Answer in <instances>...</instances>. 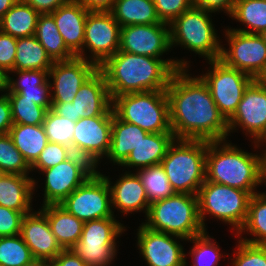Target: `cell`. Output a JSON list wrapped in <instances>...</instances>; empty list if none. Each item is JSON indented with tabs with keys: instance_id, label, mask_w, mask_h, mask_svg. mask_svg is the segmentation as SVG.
Listing matches in <instances>:
<instances>
[{
	"instance_id": "cell-1",
	"label": "cell",
	"mask_w": 266,
	"mask_h": 266,
	"mask_svg": "<svg viewBox=\"0 0 266 266\" xmlns=\"http://www.w3.org/2000/svg\"><path fill=\"white\" fill-rule=\"evenodd\" d=\"M188 72L187 68L176 70L166 88L175 139H228L227 120L219 112L208 86L200 76L192 77Z\"/></svg>"
},
{
	"instance_id": "cell-2",
	"label": "cell",
	"mask_w": 266,
	"mask_h": 266,
	"mask_svg": "<svg viewBox=\"0 0 266 266\" xmlns=\"http://www.w3.org/2000/svg\"><path fill=\"white\" fill-rule=\"evenodd\" d=\"M189 63L185 59H159L117 51L99 69L113 100L128 93L166 90L175 71L189 68Z\"/></svg>"
},
{
	"instance_id": "cell-3",
	"label": "cell",
	"mask_w": 266,
	"mask_h": 266,
	"mask_svg": "<svg viewBox=\"0 0 266 266\" xmlns=\"http://www.w3.org/2000/svg\"><path fill=\"white\" fill-rule=\"evenodd\" d=\"M228 141H207L206 181L241 189L251 195L258 193L266 152L249 153Z\"/></svg>"
},
{
	"instance_id": "cell-4",
	"label": "cell",
	"mask_w": 266,
	"mask_h": 266,
	"mask_svg": "<svg viewBox=\"0 0 266 266\" xmlns=\"http://www.w3.org/2000/svg\"><path fill=\"white\" fill-rule=\"evenodd\" d=\"M207 141L174 139L161 161L175 193L197 195L206 180Z\"/></svg>"
},
{
	"instance_id": "cell-5",
	"label": "cell",
	"mask_w": 266,
	"mask_h": 266,
	"mask_svg": "<svg viewBox=\"0 0 266 266\" xmlns=\"http://www.w3.org/2000/svg\"><path fill=\"white\" fill-rule=\"evenodd\" d=\"M146 219L142 224L148 229L185 240L205 231L199 219L198 198L193 194L175 193L150 204Z\"/></svg>"
},
{
	"instance_id": "cell-6",
	"label": "cell",
	"mask_w": 266,
	"mask_h": 266,
	"mask_svg": "<svg viewBox=\"0 0 266 266\" xmlns=\"http://www.w3.org/2000/svg\"><path fill=\"white\" fill-rule=\"evenodd\" d=\"M114 114L148 133L172 132L166 90L128 93L112 100Z\"/></svg>"
},
{
	"instance_id": "cell-7",
	"label": "cell",
	"mask_w": 266,
	"mask_h": 266,
	"mask_svg": "<svg viewBox=\"0 0 266 266\" xmlns=\"http://www.w3.org/2000/svg\"><path fill=\"white\" fill-rule=\"evenodd\" d=\"M211 13L197 7L183 12L170 24V45L194 52L205 60L220 59L221 41L211 19Z\"/></svg>"
},
{
	"instance_id": "cell-8",
	"label": "cell",
	"mask_w": 266,
	"mask_h": 266,
	"mask_svg": "<svg viewBox=\"0 0 266 266\" xmlns=\"http://www.w3.org/2000/svg\"><path fill=\"white\" fill-rule=\"evenodd\" d=\"M251 196L247 191L205 180L197 193L198 214L204 230H207L205 219L209 214L232 226L237 234L246 221Z\"/></svg>"
},
{
	"instance_id": "cell-9",
	"label": "cell",
	"mask_w": 266,
	"mask_h": 266,
	"mask_svg": "<svg viewBox=\"0 0 266 266\" xmlns=\"http://www.w3.org/2000/svg\"><path fill=\"white\" fill-rule=\"evenodd\" d=\"M211 69L199 75L208 86L219 112L228 120L236 111L247 87L255 80L227 66L220 59L208 61Z\"/></svg>"
},
{
	"instance_id": "cell-10",
	"label": "cell",
	"mask_w": 266,
	"mask_h": 266,
	"mask_svg": "<svg viewBox=\"0 0 266 266\" xmlns=\"http://www.w3.org/2000/svg\"><path fill=\"white\" fill-rule=\"evenodd\" d=\"M51 110L71 121L94 116H113L112 99L103 72L86 80L70 103H52Z\"/></svg>"
},
{
	"instance_id": "cell-11",
	"label": "cell",
	"mask_w": 266,
	"mask_h": 266,
	"mask_svg": "<svg viewBox=\"0 0 266 266\" xmlns=\"http://www.w3.org/2000/svg\"><path fill=\"white\" fill-rule=\"evenodd\" d=\"M59 205L83 222L115 216L110 187L100 171H96Z\"/></svg>"
},
{
	"instance_id": "cell-12",
	"label": "cell",
	"mask_w": 266,
	"mask_h": 266,
	"mask_svg": "<svg viewBox=\"0 0 266 266\" xmlns=\"http://www.w3.org/2000/svg\"><path fill=\"white\" fill-rule=\"evenodd\" d=\"M229 49H221L220 60L254 79L266 72V43L260 34H251L225 29Z\"/></svg>"
},
{
	"instance_id": "cell-13",
	"label": "cell",
	"mask_w": 266,
	"mask_h": 266,
	"mask_svg": "<svg viewBox=\"0 0 266 266\" xmlns=\"http://www.w3.org/2000/svg\"><path fill=\"white\" fill-rule=\"evenodd\" d=\"M97 170L87 158L75 153L56 166L42 170L45 187L41 205H59Z\"/></svg>"
},
{
	"instance_id": "cell-14",
	"label": "cell",
	"mask_w": 266,
	"mask_h": 266,
	"mask_svg": "<svg viewBox=\"0 0 266 266\" xmlns=\"http://www.w3.org/2000/svg\"><path fill=\"white\" fill-rule=\"evenodd\" d=\"M120 29V24L111 12H89L85 23L83 51L77 57L91 61L100 67L119 51ZM86 48L92 55L85 54Z\"/></svg>"
},
{
	"instance_id": "cell-15",
	"label": "cell",
	"mask_w": 266,
	"mask_h": 266,
	"mask_svg": "<svg viewBox=\"0 0 266 266\" xmlns=\"http://www.w3.org/2000/svg\"><path fill=\"white\" fill-rule=\"evenodd\" d=\"M112 119L113 116H94L76 121L73 153L87 158L98 168L110 149Z\"/></svg>"
},
{
	"instance_id": "cell-16",
	"label": "cell",
	"mask_w": 266,
	"mask_h": 266,
	"mask_svg": "<svg viewBox=\"0 0 266 266\" xmlns=\"http://www.w3.org/2000/svg\"><path fill=\"white\" fill-rule=\"evenodd\" d=\"M137 230L136 246L148 266L188 265L187 254L184 247L179 244V240H187L175 235L153 231L142 223ZM177 239L179 240L177 241Z\"/></svg>"
},
{
	"instance_id": "cell-17",
	"label": "cell",
	"mask_w": 266,
	"mask_h": 266,
	"mask_svg": "<svg viewBox=\"0 0 266 266\" xmlns=\"http://www.w3.org/2000/svg\"><path fill=\"white\" fill-rule=\"evenodd\" d=\"M229 134L241 128L255 142L266 129V86L255 79L245 90L234 114L227 120Z\"/></svg>"
},
{
	"instance_id": "cell-18",
	"label": "cell",
	"mask_w": 266,
	"mask_h": 266,
	"mask_svg": "<svg viewBox=\"0 0 266 266\" xmlns=\"http://www.w3.org/2000/svg\"><path fill=\"white\" fill-rule=\"evenodd\" d=\"M170 49L168 23L128 25L120 29L119 51L162 59Z\"/></svg>"
},
{
	"instance_id": "cell-19",
	"label": "cell",
	"mask_w": 266,
	"mask_h": 266,
	"mask_svg": "<svg viewBox=\"0 0 266 266\" xmlns=\"http://www.w3.org/2000/svg\"><path fill=\"white\" fill-rule=\"evenodd\" d=\"M98 69L95 63L77 56L54 62L49 70L52 103L72 102L83 83Z\"/></svg>"
},
{
	"instance_id": "cell-20",
	"label": "cell",
	"mask_w": 266,
	"mask_h": 266,
	"mask_svg": "<svg viewBox=\"0 0 266 266\" xmlns=\"http://www.w3.org/2000/svg\"><path fill=\"white\" fill-rule=\"evenodd\" d=\"M20 235L37 262L52 261L63 250L40 210L24 216Z\"/></svg>"
},
{
	"instance_id": "cell-21",
	"label": "cell",
	"mask_w": 266,
	"mask_h": 266,
	"mask_svg": "<svg viewBox=\"0 0 266 266\" xmlns=\"http://www.w3.org/2000/svg\"><path fill=\"white\" fill-rule=\"evenodd\" d=\"M101 174L107 180L110 187L112 211L113 208L123 214L143 211L147 215L150 204L145 188L136 171L135 173L125 171L121 177L119 176L115 184L110 181L111 178L103 173Z\"/></svg>"
},
{
	"instance_id": "cell-22",
	"label": "cell",
	"mask_w": 266,
	"mask_h": 266,
	"mask_svg": "<svg viewBox=\"0 0 266 266\" xmlns=\"http://www.w3.org/2000/svg\"><path fill=\"white\" fill-rule=\"evenodd\" d=\"M89 11L78 1L70 0L50 13L66 46L77 56L83 51L84 30Z\"/></svg>"
},
{
	"instance_id": "cell-23",
	"label": "cell",
	"mask_w": 266,
	"mask_h": 266,
	"mask_svg": "<svg viewBox=\"0 0 266 266\" xmlns=\"http://www.w3.org/2000/svg\"><path fill=\"white\" fill-rule=\"evenodd\" d=\"M10 73H16L19 78L16 80L7 75V93H19L46 110L51 109L49 70H13Z\"/></svg>"
},
{
	"instance_id": "cell-24",
	"label": "cell",
	"mask_w": 266,
	"mask_h": 266,
	"mask_svg": "<svg viewBox=\"0 0 266 266\" xmlns=\"http://www.w3.org/2000/svg\"><path fill=\"white\" fill-rule=\"evenodd\" d=\"M28 176L6 173L0 176L1 206L21 213H31L34 210L32 199L38 181Z\"/></svg>"
},
{
	"instance_id": "cell-25",
	"label": "cell",
	"mask_w": 266,
	"mask_h": 266,
	"mask_svg": "<svg viewBox=\"0 0 266 266\" xmlns=\"http://www.w3.org/2000/svg\"><path fill=\"white\" fill-rule=\"evenodd\" d=\"M174 139L173 132L148 133L120 166L128 167V169L134 167L138 171L142 168L161 164Z\"/></svg>"
},
{
	"instance_id": "cell-26",
	"label": "cell",
	"mask_w": 266,
	"mask_h": 266,
	"mask_svg": "<svg viewBox=\"0 0 266 266\" xmlns=\"http://www.w3.org/2000/svg\"><path fill=\"white\" fill-rule=\"evenodd\" d=\"M39 210L47 217L51 231L61 248L72 249L80 240L84 222L60 205L41 206Z\"/></svg>"
},
{
	"instance_id": "cell-27",
	"label": "cell",
	"mask_w": 266,
	"mask_h": 266,
	"mask_svg": "<svg viewBox=\"0 0 266 266\" xmlns=\"http://www.w3.org/2000/svg\"><path fill=\"white\" fill-rule=\"evenodd\" d=\"M148 134L137 125L120 120L113 111L111 142L107 159L120 166Z\"/></svg>"
},
{
	"instance_id": "cell-28",
	"label": "cell",
	"mask_w": 266,
	"mask_h": 266,
	"mask_svg": "<svg viewBox=\"0 0 266 266\" xmlns=\"http://www.w3.org/2000/svg\"><path fill=\"white\" fill-rule=\"evenodd\" d=\"M40 13L23 0H18L0 19V31L14 38L35 34Z\"/></svg>"
},
{
	"instance_id": "cell-29",
	"label": "cell",
	"mask_w": 266,
	"mask_h": 266,
	"mask_svg": "<svg viewBox=\"0 0 266 266\" xmlns=\"http://www.w3.org/2000/svg\"><path fill=\"white\" fill-rule=\"evenodd\" d=\"M111 13L121 27L162 22L153 0H115Z\"/></svg>"
},
{
	"instance_id": "cell-30",
	"label": "cell",
	"mask_w": 266,
	"mask_h": 266,
	"mask_svg": "<svg viewBox=\"0 0 266 266\" xmlns=\"http://www.w3.org/2000/svg\"><path fill=\"white\" fill-rule=\"evenodd\" d=\"M9 135L30 166L49 142L43 125L13 124Z\"/></svg>"
},
{
	"instance_id": "cell-31",
	"label": "cell",
	"mask_w": 266,
	"mask_h": 266,
	"mask_svg": "<svg viewBox=\"0 0 266 266\" xmlns=\"http://www.w3.org/2000/svg\"><path fill=\"white\" fill-rule=\"evenodd\" d=\"M34 36L44 47L53 62L66 61L76 57L66 46L50 13L39 15Z\"/></svg>"
},
{
	"instance_id": "cell-32",
	"label": "cell",
	"mask_w": 266,
	"mask_h": 266,
	"mask_svg": "<svg viewBox=\"0 0 266 266\" xmlns=\"http://www.w3.org/2000/svg\"><path fill=\"white\" fill-rule=\"evenodd\" d=\"M53 63L34 35L17 38L14 70H50Z\"/></svg>"
},
{
	"instance_id": "cell-33",
	"label": "cell",
	"mask_w": 266,
	"mask_h": 266,
	"mask_svg": "<svg viewBox=\"0 0 266 266\" xmlns=\"http://www.w3.org/2000/svg\"><path fill=\"white\" fill-rule=\"evenodd\" d=\"M245 232H249L252 238L242 237ZM235 235L242 241L266 246V197L262 192L251 196L246 221Z\"/></svg>"
},
{
	"instance_id": "cell-34",
	"label": "cell",
	"mask_w": 266,
	"mask_h": 266,
	"mask_svg": "<svg viewBox=\"0 0 266 266\" xmlns=\"http://www.w3.org/2000/svg\"><path fill=\"white\" fill-rule=\"evenodd\" d=\"M231 19L244 28H230L244 33L261 34L266 30V0H236Z\"/></svg>"
},
{
	"instance_id": "cell-35",
	"label": "cell",
	"mask_w": 266,
	"mask_h": 266,
	"mask_svg": "<svg viewBox=\"0 0 266 266\" xmlns=\"http://www.w3.org/2000/svg\"><path fill=\"white\" fill-rule=\"evenodd\" d=\"M126 227L115 217L84 222L80 240L77 243H117Z\"/></svg>"
},
{
	"instance_id": "cell-36",
	"label": "cell",
	"mask_w": 266,
	"mask_h": 266,
	"mask_svg": "<svg viewBox=\"0 0 266 266\" xmlns=\"http://www.w3.org/2000/svg\"><path fill=\"white\" fill-rule=\"evenodd\" d=\"M136 173L145 188L149 204L175 194L161 164L139 169Z\"/></svg>"
},
{
	"instance_id": "cell-37",
	"label": "cell",
	"mask_w": 266,
	"mask_h": 266,
	"mask_svg": "<svg viewBox=\"0 0 266 266\" xmlns=\"http://www.w3.org/2000/svg\"><path fill=\"white\" fill-rule=\"evenodd\" d=\"M36 262L20 234L0 237V266H32Z\"/></svg>"
},
{
	"instance_id": "cell-38",
	"label": "cell",
	"mask_w": 266,
	"mask_h": 266,
	"mask_svg": "<svg viewBox=\"0 0 266 266\" xmlns=\"http://www.w3.org/2000/svg\"><path fill=\"white\" fill-rule=\"evenodd\" d=\"M14 124L43 125L47 110L19 93H7Z\"/></svg>"
},
{
	"instance_id": "cell-39",
	"label": "cell",
	"mask_w": 266,
	"mask_h": 266,
	"mask_svg": "<svg viewBox=\"0 0 266 266\" xmlns=\"http://www.w3.org/2000/svg\"><path fill=\"white\" fill-rule=\"evenodd\" d=\"M214 238L210 237L207 231L194 236L193 238L187 240L188 242L194 243L191 250L188 252L192 256L193 262L191 266H217L219 265L218 261L223 256L220 253V248L217 242H214ZM217 243V244H216Z\"/></svg>"
},
{
	"instance_id": "cell-40",
	"label": "cell",
	"mask_w": 266,
	"mask_h": 266,
	"mask_svg": "<svg viewBox=\"0 0 266 266\" xmlns=\"http://www.w3.org/2000/svg\"><path fill=\"white\" fill-rule=\"evenodd\" d=\"M75 121L57 115L51 109L47 110L43 127L49 142L64 145L73 151V136Z\"/></svg>"
},
{
	"instance_id": "cell-41",
	"label": "cell",
	"mask_w": 266,
	"mask_h": 266,
	"mask_svg": "<svg viewBox=\"0 0 266 266\" xmlns=\"http://www.w3.org/2000/svg\"><path fill=\"white\" fill-rule=\"evenodd\" d=\"M0 170L6 174L29 175L31 166L15 147L9 134L0 135Z\"/></svg>"
},
{
	"instance_id": "cell-42",
	"label": "cell",
	"mask_w": 266,
	"mask_h": 266,
	"mask_svg": "<svg viewBox=\"0 0 266 266\" xmlns=\"http://www.w3.org/2000/svg\"><path fill=\"white\" fill-rule=\"evenodd\" d=\"M117 243H76L72 250L86 266H110L117 254Z\"/></svg>"
},
{
	"instance_id": "cell-43",
	"label": "cell",
	"mask_w": 266,
	"mask_h": 266,
	"mask_svg": "<svg viewBox=\"0 0 266 266\" xmlns=\"http://www.w3.org/2000/svg\"><path fill=\"white\" fill-rule=\"evenodd\" d=\"M237 250L233 251L232 266H266V246L237 241Z\"/></svg>"
},
{
	"instance_id": "cell-44",
	"label": "cell",
	"mask_w": 266,
	"mask_h": 266,
	"mask_svg": "<svg viewBox=\"0 0 266 266\" xmlns=\"http://www.w3.org/2000/svg\"><path fill=\"white\" fill-rule=\"evenodd\" d=\"M71 148L64 145L48 142L40 153L37 160L31 165V171L42 170L56 166L57 164L67 160L73 155Z\"/></svg>"
},
{
	"instance_id": "cell-45",
	"label": "cell",
	"mask_w": 266,
	"mask_h": 266,
	"mask_svg": "<svg viewBox=\"0 0 266 266\" xmlns=\"http://www.w3.org/2000/svg\"><path fill=\"white\" fill-rule=\"evenodd\" d=\"M162 22L170 24L176 17L193 7V0H153Z\"/></svg>"
},
{
	"instance_id": "cell-46",
	"label": "cell",
	"mask_w": 266,
	"mask_h": 266,
	"mask_svg": "<svg viewBox=\"0 0 266 266\" xmlns=\"http://www.w3.org/2000/svg\"><path fill=\"white\" fill-rule=\"evenodd\" d=\"M29 213H21L0 205V237L20 234L22 220Z\"/></svg>"
},
{
	"instance_id": "cell-47",
	"label": "cell",
	"mask_w": 266,
	"mask_h": 266,
	"mask_svg": "<svg viewBox=\"0 0 266 266\" xmlns=\"http://www.w3.org/2000/svg\"><path fill=\"white\" fill-rule=\"evenodd\" d=\"M17 38L0 31V68L8 75L14 70Z\"/></svg>"
},
{
	"instance_id": "cell-48",
	"label": "cell",
	"mask_w": 266,
	"mask_h": 266,
	"mask_svg": "<svg viewBox=\"0 0 266 266\" xmlns=\"http://www.w3.org/2000/svg\"><path fill=\"white\" fill-rule=\"evenodd\" d=\"M235 2L236 0H193V6L212 13L222 10L230 17Z\"/></svg>"
},
{
	"instance_id": "cell-49",
	"label": "cell",
	"mask_w": 266,
	"mask_h": 266,
	"mask_svg": "<svg viewBox=\"0 0 266 266\" xmlns=\"http://www.w3.org/2000/svg\"><path fill=\"white\" fill-rule=\"evenodd\" d=\"M13 124L10 101L7 92L4 91L0 96V135L9 134Z\"/></svg>"
},
{
	"instance_id": "cell-50",
	"label": "cell",
	"mask_w": 266,
	"mask_h": 266,
	"mask_svg": "<svg viewBox=\"0 0 266 266\" xmlns=\"http://www.w3.org/2000/svg\"><path fill=\"white\" fill-rule=\"evenodd\" d=\"M40 14L52 13L70 0H23Z\"/></svg>"
},
{
	"instance_id": "cell-51",
	"label": "cell",
	"mask_w": 266,
	"mask_h": 266,
	"mask_svg": "<svg viewBox=\"0 0 266 266\" xmlns=\"http://www.w3.org/2000/svg\"><path fill=\"white\" fill-rule=\"evenodd\" d=\"M52 262L56 266H86L85 262L72 249H63Z\"/></svg>"
},
{
	"instance_id": "cell-52",
	"label": "cell",
	"mask_w": 266,
	"mask_h": 266,
	"mask_svg": "<svg viewBox=\"0 0 266 266\" xmlns=\"http://www.w3.org/2000/svg\"><path fill=\"white\" fill-rule=\"evenodd\" d=\"M89 12H111L115 0H78Z\"/></svg>"
},
{
	"instance_id": "cell-53",
	"label": "cell",
	"mask_w": 266,
	"mask_h": 266,
	"mask_svg": "<svg viewBox=\"0 0 266 266\" xmlns=\"http://www.w3.org/2000/svg\"><path fill=\"white\" fill-rule=\"evenodd\" d=\"M18 0H0V19Z\"/></svg>"
},
{
	"instance_id": "cell-54",
	"label": "cell",
	"mask_w": 266,
	"mask_h": 266,
	"mask_svg": "<svg viewBox=\"0 0 266 266\" xmlns=\"http://www.w3.org/2000/svg\"><path fill=\"white\" fill-rule=\"evenodd\" d=\"M253 144L255 145L254 148L256 149L260 148L261 146L263 147L264 145L266 146V129L264 133ZM262 151L266 152V147L265 149L263 148Z\"/></svg>"
},
{
	"instance_id": "cell-55",
	"label": "cell",
	"mask_w": 266,
	"mask_h": 266,
	"mask_svg": "<svg viewBox=\"0 0 266 266\" xmlns=\"http://www.w3.org/2000/svg\"><path fill=\"white\" fill-rule=\"evenodd\" d=\"M7 74L0 68V93L6 90Z\"/></svg>"
},
{
	"instance_id": "cell-56",
	"label": "cell",
	"mask_w": 266,
	"mask_h": 266,
	"mask_svg": "<svg viewBox=\"0 0 266 266\" xmlns=\"http://www.w3.org/2000/svg\"><path fill=\"white\" fill-rule=\"evenodd\" d=\"M264 183L266 185V157L263 161L262 168H261V185ZM266 197V191L265 193H262Z\"/></svg>"
},
{
	"instance_id": "cell-57",
	"label": "cell",
	"mask_w": 266,
	"mask_h": 266,
	"mask_svg": "<svg viewBox=\"0 0 266 266\" xmlns=\"http://www.w3.org/2000/svg\"><path fill=\"white\" fill-rule=\"evenodd\" d=\"M259 80L266 86V72Z\"/></svg>"
},
{
	"instance_id": "cell-58",
	"label": "cell",
	"mask_w": 266,
	"mask_h": 266,
	"mask_svg": "<svg viewBox=\"0 0 266 266\" xmlns=\"http://www.w3.org/2000/svg\"><path fill=\"white\" fill-rule=\"evenodd\" d=\"M32 266H46V262H36Z\"/></svg>"
},
{
	"instance_id": "cell-59",
	"label": "cell",
	"mask_w": 266,
	"mask_h": 266,
	"mask_svg": "<svg viewBox=\"0 0 266 266\" xmlns=\"http://www.w3.org/2000/svg\"><path fill=\"white\" fill-rule=\"evenodd\" d=\"M260 35L262 36L263 40L266 43V30H264Z\"/></svg>"
},
{
	"instance_id": "cell-60",
	"label": "cell",
	"mask_w": 266,
	"mask_h": 266,
	"mask_svg": "<svg viewBox=\"0 0 266 266\" xmlns=\"http://www.w3.org/2000/svg\"><path fill=\"white\" fill-rule=\"evenodd\" d=\"M46 266H56L52 261H47Z\"/></svg>"
}]
</instances>
